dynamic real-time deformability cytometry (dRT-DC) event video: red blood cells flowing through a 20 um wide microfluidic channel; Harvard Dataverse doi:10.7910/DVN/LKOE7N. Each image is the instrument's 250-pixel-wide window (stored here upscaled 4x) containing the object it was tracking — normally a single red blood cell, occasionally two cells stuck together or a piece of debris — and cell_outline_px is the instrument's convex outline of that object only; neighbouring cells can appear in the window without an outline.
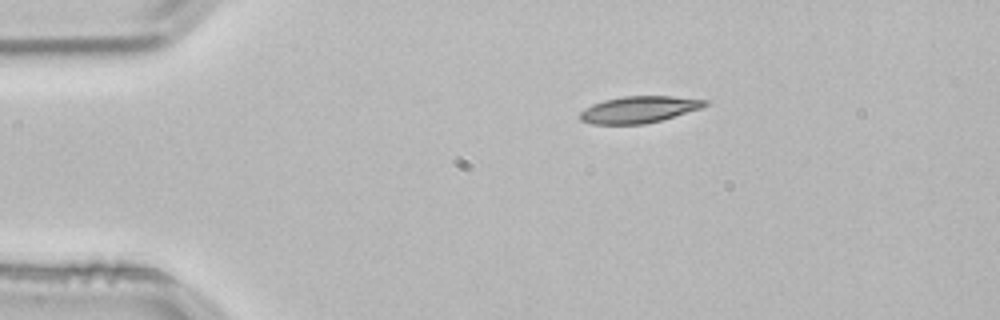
{"species": "common noctule bat (a hibernating species)", "species_latin": "Nyctalus noctula", "temperature_condition": "room temperature", "stored_images_in_passage": 44, "camera_frame_rate_fps": 3000, "um_per_image_px": 0.085, "animal": {"sex": "male", "body_mass_g": 21.5, "forearm_length_mm": 52.0}, "frame": {"image": 1, "passage_image": 1, "time_ms": 0.0, "image_size_px": [1000, 320], "cell_outline_px": [[708, 104], [700, 108], [660, 120], [644, 124], [592, 124], [580, 120], [580, 112], [584, 108], [592, 104], [604, 100], [624, 96], [672, 96], [708, 100]], "centroid_in_image_um": [54.27, 9.3], "position_along_channel_um": 30.7, "area_um2": 19.25}}
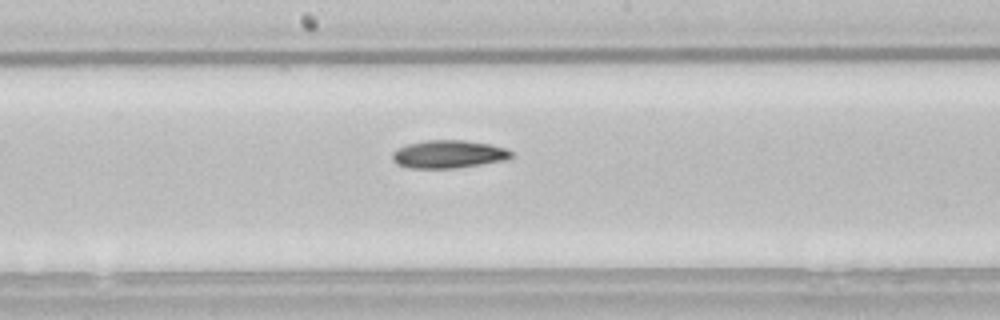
{"frame": {"image": 2, "passage_image": 19, "time_ms": 6.0, "image_size_px": [1000, 320], "cell_outline_px": [[512, 156], [504, 160], [456, 168], [412, 168], [400, 164], [392, 160], [392, 152], [396, 148], [408, 144], [428, 140], [464, 140], [492, 144], [504, 148], [512, 152]], "centroid_in_image_um": [38.11, 13.09], "position_along_channel_um": 210.1, "area_um2": 19.19}}
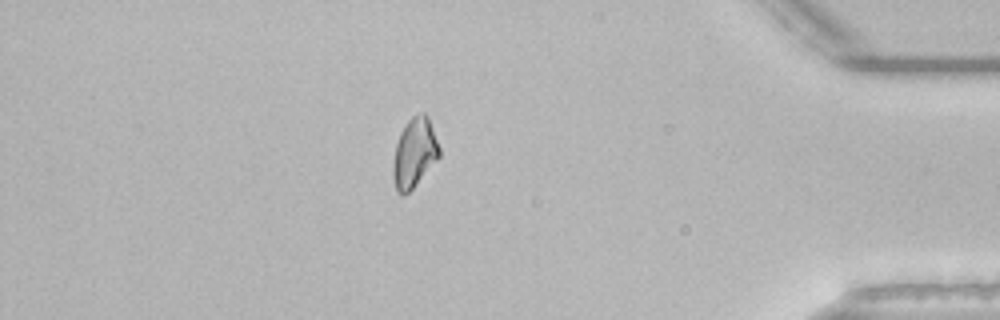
{"frame": {"image": 3, "passage_image": 37, "time_ms": 12.0, "image_size_px": [1000, 320], "cell_outline_px": [[440, 156], [412, 188], [404, 196], [396, 192], [392, 176], [392, 164], [396, 144], [400, 132], [408, 120], [412, 116], [420, 112], [424, 112], [428, 116], [440, 148]], "centroid_in_image_um": [35.2, 12.99], "position_along_channel_um": 400.0, "area_um2": 18.73}, "authors_computed_cell_mechanics": {"area_um2": 18.8428, "velocity_mm_per_s": 3.8313, "shape_relaxation_time_tau1_ms": 9.3931, "shape_relaxation_time_tau2_ms": null, "deformation_change_tau1": 0.1953, "deformation_change_tau2": null}}